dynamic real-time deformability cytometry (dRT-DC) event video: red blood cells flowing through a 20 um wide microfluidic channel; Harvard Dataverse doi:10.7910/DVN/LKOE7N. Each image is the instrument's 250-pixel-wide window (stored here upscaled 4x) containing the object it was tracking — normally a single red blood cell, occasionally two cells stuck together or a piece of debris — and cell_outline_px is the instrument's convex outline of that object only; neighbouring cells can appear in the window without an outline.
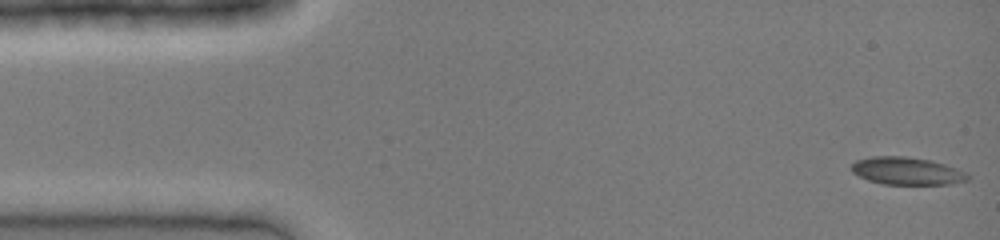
{"species": "common noctule bat (a hibernating species)", "species_latin": "Nyctalus noctula", "temperature_condition": "cold", "stored_images_in_passage": 41, "camera_frame_rate_fps": 3000, "um_per_image_px": 0.085, "animal": {"sex": "female", "body_mass_g": 19.0, "forearm_length_mm": 51.5}, "frame": {"image": 1, "passage_image": 1, "time_ms": 0.0, "image_size_px": [1000, 240], "cell_outline_px": [[968, 180], [952, 184], [884, 184], [868, 180], [852, 172], [852, 164], [856, 160], [872, 156], [908, 156], [932, 160], [956, 168], [964, 172], [968, 176]], "centroid_in_image_um": [77.08, 14.52], "position_along_channel_um": 7.9, "area_um2": 18.61}}
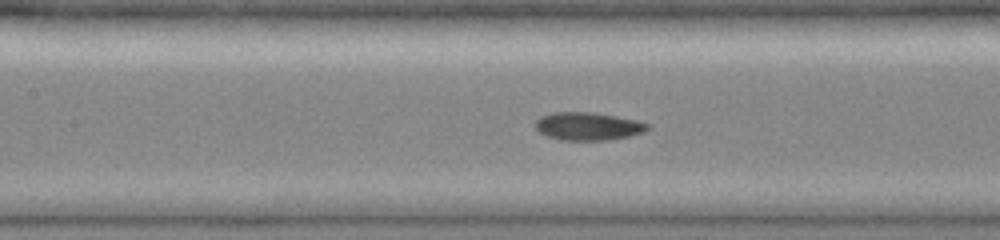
{"frame": {"image": 2, "passage_image": 18, "time_ms": 5.667, "image_size_px": [1000, 240], "cell_outline_px": [[648, 128], [644, 132], [628, 136], [608, 140], [560, 140], [548, 136], [540, 132], [536, 128], [536, 120], [540, 116], [552, 112], [588, 112], [616, 116], [636, 120], [648, 124]], "centroid_in_image_um": [49.95, 10.73], "position_along_channel_um": 157.4, "area_um2": 18.09}}
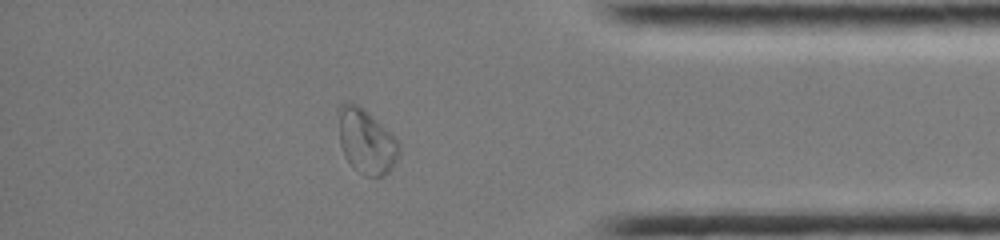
{"frame": {"image": 3, "passage_image": 35, "time_ms": 11.333, "image_size_px": [1000, 240], "cell_outline_px": [[400, 152], [392, 168], [384, 176], [364, 176], [352, 168], [344, 156], [340, 144], [336, 108], [340, 104], [348, 100], [360, 104], [400, 144]], "centroid_in_image_um": [31.06, 11.98], "position_along_channel_um": 404.1, "area_um2": 23.24}}